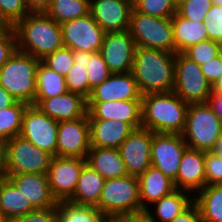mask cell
Returning <instances> with one entry per match:
<instances>
[{
	"label": "cell",
	"instance_id": "1",
	"mask_svg": "<svg viewBox=\"0 0 222 222\" xmlns=\"http://www.w3.org/2000/svg\"><path fill=\"white\" fill-rule=\"evenodd\" d=\"M175 53L136 47L131 73L141 95L172 92Z\"/></svg>",
	"mask_w": 222,
	"mask_h": 222
},
{
	"label": "cell",
	"instance_id": "2",
	"mask_svg": "<svg viewBox=\"0 0 222 222\" xmlns=\"http://www.w3.org/2000/svg\"><path fill=\"white\" fill-rule=\"evenodd\" d=\"M13 29L17 50L39 60L63 47L60 24L46 13H29Z\"/></svg>",
	"mask_w": 222,
	"mask_h": 222
},
{
	"label": "cell",
	"instance_id": "3",
	"mask_svg": "<svg viewBox=\"0 0 222 222\" xmlns=\"http://www.w3.org/2000/svg\"><path fill=\"white\" fill-rule=\"evenodd\" d=\"M189 104L174 91L149 93L142 96V128L154 133L182 134Z\"/></svg>",
	"mask_w": 222,
	"mask_h": 222
},
{
	"label": "cell",
	"instance_id": "4",
	"mask_svg": "<svg viewBox=\"0 0 222 222\" xmlns=\"http://www.w3.org/2000/svg\"><path fill=\"white\" fill-rule=\"evenodd\" d=\"M41 60L16 50L0 67V86L18 101L33 104L36 95V70Z\"/></svg>",
	"mask_w": 222,
	"mask_h": 222
},
{
	"label": "cell",
	"instance_id": "5",
	"mask_svg": "<svg viewBox=\"0 0 222 222\" xmlns=\"http://www.w3.org/2000/svg\"><path fill=\"white\" fill-rule=\"evenodd\" d=\"M222 133V121L205 103L189 104L182 133L188 148L210 151Z\"/></svg>",
	"mask_w": 222,
	"mask_h": 222
},
{
	"label": "cell",
	"instance_id": "6",
	"mask_svg": "<svg viewBox=\"0 0 222 222\" xmlns=\"http://www.w3.org/2000/svg\"><path fill=\"white\" fill-rule=\"evenodd\" d=\"M127 31L135 41L136 47L160 49L175 53L172 17L149 16L141 14L133 8Z\"/></svg>",
	"mask_w": 222,
	"mask_h": 222
},
{
	"label": "cell",
	"instance_id": "7",
	"mask_svg": "<svg viewBox=\"0 0 222 222\" xmlns=\"http://www.w3.org/2000/svg\"><path fill=\"white\" fill-rule=\"evenodd\" d=\"M96 207L104 215H126L141 211L136 176L106 179Z\"/></svg>",
	"mask_w": 222,
	"mask_h": 222
},
{
	"label": "cell",
	"instance_id": "8",
	"mask_svg": "<svg viewBox=\"0 0 222 222\" xmlns=\"http://www.w3.org/2000/svg\"><path fill=\"white\" fill-rule=\"evenodd\" d=\"M173 91L185 103H205L212 93V85L195 61L183 53H175Z\"/></svg>",
	"mask_w": 222,
	"mask_h": 222
},
{
	"label": "cell",
	"instance_id": "9",
	"mask_svg": "<svg viewBox=\"0 0 222 222\" xmlns=\"http://www.w3.org/2000/svg\"><path fill=\"white\" fill-rule=\"evenodd\" d=\"M53 156L18 135L6 141V174H47Z\"/></svg>",
	"mask_w": 222,
	"mask_h": 222
},
{
	"label": "cell",
	"instance_id": "10",
	"mask_svg": "<svg viewBox=\"0 0 222 222\" xmlns=\"http://www.w3.org/2000/svg\"><path fill=\"white\" fill-rule=\"evenodd\" d=\"M58 122L29 104L24 112L20 136L33 145L56 156Z\"/></svg>",
	"mask_w": 222,
	"mask_h": 222
},
{
	"label": "cell",
	"instance_id": "11",
	"mask_svg": "<svg viewBox=\"0 0 222 222\" xmlns=\"http://www.w3.org/2000/svg\"><path fill=\"white\" fill-rule=\"evenodd\" d=\"M63 47L73 51L99 52L105 31L91 14L60 24Z\"/></svg>",
	"mask_w": 222,
	"mask_h": 222
},
{
	"label": "cell",
	"instance_id": "12",
	"mask_svg": "<svg viewBox=\"0 0 222 222\" xmlns=\"http://www.w3.org/2000/svg\"><path fill=\"white\" fill-rule=\"evenodd\" d=\"M187 148L182 134L153 132L151 165L174 181L182 156Z\"/></svg>",
	"mask_w": 222,
	"mask_h": 222
},
{
	"label": "cell",
	"instance_id": "13",
	"mask_svg": "<svg viewBox=\"0 0 222 222\" xmlns=\"http://www.w3.org/2000/svg\"><path fill=\"white\" fill-rule=\"evenodd\" d=\"M85 164L84 158L61 156L52 158L47 177L51 193L57 202L67 201L74 195L80 172Z\"/></svg>",
	"mask_w": 222,
	"mask_h": 222
},
{
	"label": "cell",
	"instance_id": "14",
	"mask_svg": "<svg viewBox=\"0 0 222 222\" xmlns=\"http://www.w3.org/2000/svg\"><path fill=\"white\" fill-rule=\"evenodd\" d=\"M90 145L89 117L58 122L56 156L84 158Z\"/></svg>",
	"mask_w": 222,
	"mask_h": 222
},
{
	"label": "cell",
	"instance_id": "15",
	"mask_svg": "<svg viewBox=\"0 0 222 222\" xmlns=\"http://www.w3.org/2000/svg\"><path fill=\"white\" fill-rule=\"evenodd\" d=\"M135 49V41L125 30L106 32L99 52L112 73H126L132 70Z\"/></svg>",
	"mask_w": 222,
	"mask_h": 222
},
{
	"label": "cell",
	"instance_id": "16",
	"mask_svg": "<svg viewBox=\"0 0 222 222\" xmlns=\"http://www.w3.org/2000/svg\"><path fill=\"white\" fill-rule=\"evenodd\" d=\"M152 137V131L141 127L133 130L120 145L128 175L138 177L151 166Z\"/></svg>",
	"mask_w": 222,
	"mask_h": 222
},
{
	"label": "cell",
	"instance_id": "17",
	"mask_svg": "<svg viewBox=\"0 0 222 222\" xmlns=\"http://www.w3.org/2000/svg\"><path fill=\"white\" fill-rule=\"evenodd\" d=\"M89 119L119 120L134 130L142 127L141 100L87 102Z\"/></svg>",
	"mask_w": 222,
	"mask_h": 222
},
{
	"label": "cell",
	"instance_id": "18",
	"mask_svg": "<svg viewBox=\"0 0 222 222\" xmlns=\"http://www.w3.org/2000/svg\"><path fill=\"white\" fill-rule=\"evenodd\" d=\"M142 95L131 72L112 73L100 85L92 89L87 102H109L116 100H141Z\"/></svg>",
	"mask_w": 222,
	"mask_h": 222
},
{
	"label": "cell",
	"instance_id": "19",
	"mask_svg": "<svg viewBox=\"0 0 222 222\" xmlns=\"http://www.w3.org/2000/svg\"><path fill=\"white\" fill-rule=\"evenodd\" d=\"M133 7L124 0H90L89 13L105 32L128 30Z\"/></svg>",
	"mask_w": 222,
	"mask_h": 222
},
{
	"label": "cell",
	"instance_id": "20",
	"mask_svg": "<svg viewBox=\"0 0 222 222\" xmlns=\"http://www.w3.org/2000/svg\"><path fill=\"white\" fill-rule=\"evenodd\" d=\"M6 177L22 192L35 209H48L57 206L47 174L19 173L6 174Z\"/></svg>",
	"mask_w": 222,
	"mask_h": 222
},
{
	"label": "cell",
	"instance_id": "21",
	"mask_svg": "<svg viewBox=\"0 0 222 222\" xmlns=\"http://www.w3.org/2000/svg\"><path fill=\"white\" fill-rule=\"evenodd\" d=\"M34 105L57 122L74 120L87 113V100L72 92L51 98H35Z\"/></svg>",
	"mask_w": 222,
	"mask_h": 222
},
{
	"label": "cell",
	"instance_id": "22",
	"mask_svg": "<svg viewBox=\"0 0 222 222\" xmlns=\"http://www.w3.org/2000/svg\"><path fill=\"white\" fill-rule=\"evenodd\" d=\"M175 189L197 193L205 187L204 151L187 148L179 164Z\"/></svg>",
	"mask_w": 222,
	"mask_h": 222
},
{
	"label": "cell",
	"instance_id": "23",
	"mask_svg": "<svg viewBox=\"0 0 222 222\" xmlns=\"http://www.w3.org/2000/svg\"><path fill=\"white\" fill-rule=\"evenodd\" d=\"M91 147L119 149L134 130L128 123L117 120L89 119Z\"/></svg>",
	"mask_w": 222,
	"mask_h": 222
},
{
	"label": "cell",
	"instance_id": "24",
	"mask_svg": "<svg viewBox=\"0 0 222 222\" xmlns=\"http://www.w3.org/2000/svg\"><path fill=\"white\" fill-rule=\"evenodd\" d=\"M141 211L175 190L173 180L154 166H150L138 177Z\"/></svg>",
	"mask_w": 222,
	"mask_h": 222
},
{
	"label": "cell",
	"instance_id": "25",
	"mask_svg": "<svg viewBox=\"0 0 222 222\" xmlns=\"http://www.w3.org/2000/svg\"><path fill=\"white\" fill-rule=\"evenodd\" d=\"M86 164L105 180L128 175L119 149L91 147L86 156Z\"/></svg>",
	"mask_w": 222,
	"mask_h": 222
},
{
	"label": "cell",
	"instance_id": "26",
	"mask_svg": "<svg viewBox=\"0 0 222 222\" xmlns=\"http://www.w3.org/2000/svg\"><path fill=\"white\" fill-rule=\"evenodd\" d=\"M175 53H183L198 42L208 39L204 22H194L181 17L177 12L172 16Z\"/></svg>",
	"mask_w": 222,
	"mask_h": 222
},
{
	"label": "cell",
	"instance_id": "27",
	"mask_svg": "<svg viewBox=\"0 0 222 222\" xmlns=\"http://www.w3.org/2000/svg\"><path fill=\"white\" fill-rule=\"evenodd\" d=\"M190 195L192 194L187 191L175 189L153 203L154 211L152 209L151 212L150 206L146 211L155 222H170L193 203V198ZM153 212L155 213L153 214Z\"/></svg>",
	"mask_w": 222,
	"mask_h": 222
},
{
	"label": "cell",
	"instance_id": "28",
	"mask_svg": "<svg viewBox=\"0 0 222 222\" xmlns=\"http://www.w3.org/2000/svg\"><path fill=\"white\" fill-rule=\"evenodd\" d=\"M105 179L85 164L80 172L74 195L69 201L76 204L96 206L99 202Z\"/></svg>",
	"mask_w": 222,
	"mask_h": 222
},
{
	"label": "cell",
	"instance_id": "29",
	"mask_svg": "<svg viewBox=\"0 0 222 222\" xmlns=\"http://www.w3.org/2000/svg\"><path fill=\"white\" fill-rule=\"evenodd\" d=\"M0 207L9 222L36 210L7 177L0 180Z\"/></svg>",
	"mask_w": 222,
	"mask_h": 222
},
{
	"label": "cell",
	"instance_id": "30",
	"mask_svg": "<svg viewBox=\"0 0 222 222\" xmlns=\"http://www.w3.org/2000/svg\"><path fill=\"white\" fill-rule=\"evenodd\" d=\"M202 222H222V185H209L193 196Z\"/></svg>",
	"mask_w": 222,
	"mask_h": 222
},
{
	"label": "cell",
	"instance_id": "31",
	"mask_svg": "<svg viewBox=\"0 0 222 222\" xmlns=\"http://www.w3.org/2000/svg\"><path fill=\"white\" fill-rule=\"evenodd\" d=\"M92 54L89 51H73L74 64L65 76L68 92L79 94L86 100L90 96L86 68Z\"/></svg>",
	"mask_w": 222,
	"mask_h": 222
},
{
	"label": "cell",
	"instance_id": "32",
	"mask_svg": "<svg viewBox=\"0 0 222 222\" xmlns=\"http://www.w3.org/2000/svg\"><path fill=\"white\" fill-rule=\"evenodd\" d=\"M67 92L65 77L40 61L36 70L35 98H51Z\"/></svg>",
	"mask_w": 222,
	"mask_h": 222
},
{
	"label": "cell",
	"instance_id": "33",
	"mask_svg": "<svg viewBox=\"0 0 222 222\" xmlns=\"http://www.w3.org/2000/svg\"><path fill=\"white\" fill-rule=\"evenodd\" d=\"M58 222H103L105 215L92 205L76 204L69 200L57 203Z\"/></svg>",
	"mask_w": 222,
	"mask_h": 222
},
{
	"label": "cell",
	"instance_id": "34",
	"mask_svg": "<svg viewBox=\"0 0 222 222\" xmlns=\"http://www.w3.org/2000/svg\"><path fill=\"white\" fill-rule=\"evenodd\" d=\"M90 0H51L46 14L57 23L86 16L89 14Z\"/></svg>",
	"mask_w": 222,
	"mask_h": 222
},
{
	"label": "cell",
	"instance_id": "35",
	"mask_svg": "<svg viewBox=\"0 0 222 222\" xmlns=\"http://www.w3.org/2000/svg\"><path fill=\"white\" fill-rule=\"evenodd\" d=\"M29 104L17 101L13 106L0 110V137L12 139L20 134L23 115Z\"/></svg>",
	"mask_w": 222,
	"mask_h": 222
},
{
	"label": "cell",
	"instance_id": "36",
	"mask_svg": "<svg viewBox=\"0 0 222 222\" xmlns=\"http://www.w3.org/2000/svg\"><path fill=\"white\" fill-rule=\"evenodd\" d=\"M133 8L141 14L159 18L172 17L177 12L172 0H140Z\"/></svg>",
	"mask_w": 222,
	"mask_h": 222
},
{
	"label": "cell",
	"instance_id": "37",
	"mask_svg": "<svg viewBox=\"0 0 222 222\" xmlns=\"http://www.w3.org/2000/svg\"><path fill=\"white\" fill-rule=\"evenodd\" d=\"M183 54L200 66L220 55L219 43L207 39L191 46Z\"/></svg>",
	"mask_w": 222,
	"mask_h": 222
},
{
	"label": "cell",
	"instance_id": "38",
	"mask_svg": "<svg viewBox=\"0 0 222 222\" xmlns=\"http://www.w3.org/2000/svg\"><path fill=\"white\" fill-rule=\"evenodd\" d=\"M86 71L90 85V94L93 88L100 85L112 74L100 52L92 54L90 60H88Z\"/></svg>",
	"mask_w": 222,
	"mask_h": 222
},
{
	"label": "cell",
	"instance_id": "39",
	"mask_svg": "<svg viewBox=\"0 0 222 222\" xmlns=\"http://www.w3.org/2000/svg\"><path fill=\"white\" fill-rule=\"evenodd\" d=\"M41 61L47 67L65 77L74 64L73 50L67 47H62L47 55Z\"/></svg>",
	"mask_w": 222,
	"mask_h": 222
},
{
	"label": "cell",
	"instance_id": "40",
	"mask_svg": "<svg viewBox=\"0 0 222 222\" xmlns=\"http://www.w3.org/2000/svg\"><path fill=\"white\" fill-rule=\"evenodd\" d=\"M27 14L24 0H0V20L6 26H14Z\"/></svg>",
	"mask_w": 222,
	"mask_h": 222
},
{
	"label": "cell",
	"instance_id": "41",
	"mask_svg": "<svg viewBox=\"0 0 222 222\" xmlns=\"http://www.w3.org/2000/svg\"><path fill=\"white\" fill-rule=\"evenodd\" d=\"M212 5V0H187L177 7V13L185 19L204 22Z\"/></svg>",
	"mask_w": 222,
	"mask_h": 222
},
{
	"label": "cell",
	"instance_id": "42",
	"mask_svg": "<svg viewBox=\"0 0 222 222\" xmlns=\"http://www.w3.org/2000/svg\"><path fill=\"white\" fill-rule=\"evenodd\" d=\"M205 186L222 185V157L204 152Z\"/></svg>",
	"mask_w": 222,
	"mask_h": 222
},
{
	"label": "cell",
	"instance_id": "43",
	"mask_svg": "<svg viewBox=\"0 0 222 222\" xmlns=\"http://www.w3.org/2000/svg\"><path fill=\"white\" fill-rule=\"evenodd\" d=\"M205 19L208 39L219 43L222 40V6L212 5Z\"/></svg>",
	"mask_w": 222,
	"mask_h": 222
},
{
	"label": "cell",
	"instance_id": "44",
	"mask_svg": "<svg viewBox=\"0 0 222 222\" xmlns=\"http://www.w3.org/2000/svg\"><path fill=\"white\" fill-rule=\"evenodd\" d=\"M17 50L16 36L13 26H5L0 31V67Z\"/></svg>",
	"mask_w": 222,
	"mask_h": 222
},
{
	"label": "cell",
	"instance_id": "45",
	"mask_svg": "<svg viewBox=\"0 0 222 222\" xmlns=\"http://www.w3.org/2000/svg\"><path fill=\"white\" fill-rule=\"evenodd\" d=\"M11 222H58L57 206L48 209H36L26 215L16 217Z\"/></svg>",
	"mask_w": 222,
	"mask_h": 222
},
{
	"label": "cell",
	"instance_id": "46",
	"mask_svg": "<svg viewBox=\"0 0 222 222\" xmlns=\"http://www.w3.org/2000/svg\"><path fill=\"white\" fill-rule=\"evenodd\" d=\"M201 71L207 81L213 86L222 74V56L219 55L214 59L200 65Z\"/></svg>",
	"mask_w": 222,
	"mask_h": 222
},
{
	"label": "cell",
	"instance_id": "47",
	"mask_svg": "<svg viewBox=\"0 0 222 222\" xmlns=\"http://www.w3.org/2000/svg\"><path fill=\"white\" fill-rule=\"evenodd\" d=\"M170 222H202L199 209L193 202L185 211Z\"/></svg>",
	"mask_w": 222,
	"mask_h": 222
},
{
	"label": "cell",
	"instance_id": "48",
	"mask_svg": "<svg viewBox=\"0 0 222 222\" xmlns=\"http://www.w3.org/2000/svg\"><path fill=\"white\" fill-rule=\"evenodd\" d=\"M29 13H45L51 0H24Z\"/></svg>",
	"mask_w": 222,
	"mask_h": 222
},
{
	"label": "cell",
	"instance_id": "49",
	"mask_svg": "<svg viewBox=\"0 0 222 222\" xmlns=\"http://www.w3.org/2000/svg\"><path fill=\"white\" fill-rule=\"evenodd\" d=\"M207 103L210 105L213 112L222 121V93H214L212 91L211 95L208 98Z\"/></svg>",
	"mask_w": 222,
	"mask_h": 222
},
{
	"label": "cell",
	"instance_id": "50",
	"mask_svg": "<svg viewBox=\"0 0 222 222\" xmlns=\"http://www.w3.org/2000/svg\"><path fill=\"white\" fill-rule=\"evenodd\" d=\"M18 100L0 86V110L13 106Z\"/></svg>",
	"mask_w": 222,
	"mask_h": 222
},
{
	"label": "cell",
	"instance_id": "51",
	"mask_svg": "<svg viewBox=\"0 0 222 222\" xmlns=\"http://www.w3.org/2000/svg\"><path fill=\"white\" fill-rule=\"evenodd\" d=\"M127 222H155L146 210L127 214Z\"/></svg>",
	"mask_w": 222,
	"mask_h": 222
},
{
	"label": "cell",
	"instance_id": "52",
	"mask_svg": "<svg viewBox=\"0 0 222 222\" xmlns=\"http://www.w3.org/2000/svg\"><path fill=\"white\" fill-rule=\"evenodd\" d=\"M6 140L0 137V180L6 177Z\"/></svg>",
	"mask_w": 222,
	"mask_h": 222
},
{
	"label": "cell",
	"instance_id": "53",
	"mask_svg": "<svg viewBox=\"0 0 222 222\" xmlns=\"http://www.w3.org/2000/svg\"><path fill=\"white\" fill-rule=\"evenodd\" d=\"M103 222H127L126 215H105Z\"/></svg>",
	"mask_w": 222,
	"mask_h": 222
},
{
	"label": "cell",
	"instance_id": "54",
	"mask_svg": "<svg viewBox=\"0 0 222 222\" xmlns=\"http://www.w3.org/2000/svg\"><path fill=\"white\" fill-rule=\"evenodd\" d=\"M213 154L222 157V133L218 137L216 143L214 144L213 148L210 150Z\"/></svg>",
	"mask_w": 222,
	"mask_h": 222
},
{
	"label": "cell",
	"instance_id": "55",
	"mask_svg": "<svg viewBox=\"0 0 222 222\" xmlns=\"http://www.w3.org/2000/svg\"><path fill=\"white\" fill-rule=\"evenodd\" d=\"M212 91L214 93H222V74L219 80L212 86Z\"/></svg>",
	"mask_w": 222,
	"mask_h": 222
},
{
	"label": "cell",
	"instance_id": "56",
	"mask_svg": "<svg viewBox=\"0 0 222 222\" xmlns=\"http://www.w3.org/2000/svg\"><path fill=\"white\" fill-rule=\"evenodd\" d=\"M0 222H9L8 219L5 217L1 207H0Z\"/></svg>",
	"mask_w": 222,
	"mask_h": 222
},
{
	"label": "cell",
	"instance_id": "57",
	"mask_svg": "<svg viewBox=\"0 0 222 222\" xmlns=\"http://www.w3.org/2000/svg\"><path fill=\"white\" fill-rule=\"evenodd\" d=\"M126 3L134 7L140 0H124Z\"/></svg>",
	"mask_w": 222,
	"mask_h": 222
},
{
	"label": "cell",
	"instance_id": "58",
	"mask_svg": "<svg viewBox=\"0 0 222 222\" xmlns=\"http://www.w3.org/2000/svg\"><path fill=\"white\" fill-rule=\"evenodd\" d=\"M185 1H187V0H172V2L174 3V5L176 7H178L179 5H181Z\"/></svg>",
	"mask_w": 222,
	"mask_h": 222
},
{
	"label": "cell",
	"instance_id": "59",
	"mask_svg": "<svg viewBox=\"0 0 222 222\" xmlns=\"http://www.w3.org/2000/svg\"><path fill=\"white\" fill-rule=\"evenodd\" d=\"M213 5L222 6V0H212Z\"/></svg>",
	"mask_w": 222,
	"mask_h": 222
},
{
	"label": "cell",
	"instance_id": "60",
	"mask_svg": "<svg viewBox=\"0 0 222 222\" xmlns=\"http://www.w3.org/2000/svg\"><path fill=\"white\" fill-rule=\"evenodd\" d=\"M219 51L220 55L222 56V40L219 42Z\"/></svg>",
	"mask_w": 222,
	"mask_h": 222
},
{
	"label": "cell",
	"instance_id": "61",
	"mask_svg": "<svg viewBox=\"0 0 222 222\" xmlns=\"http://www.w3.org/2000/svg\"><path fill=\"white\" fill-rule=\"evenodd\" d=\"M6 25L0 20V31L5 27Z\"/></svg>",
	"mask_w": 222,
	"mask_h": 222
}]
</instances>
